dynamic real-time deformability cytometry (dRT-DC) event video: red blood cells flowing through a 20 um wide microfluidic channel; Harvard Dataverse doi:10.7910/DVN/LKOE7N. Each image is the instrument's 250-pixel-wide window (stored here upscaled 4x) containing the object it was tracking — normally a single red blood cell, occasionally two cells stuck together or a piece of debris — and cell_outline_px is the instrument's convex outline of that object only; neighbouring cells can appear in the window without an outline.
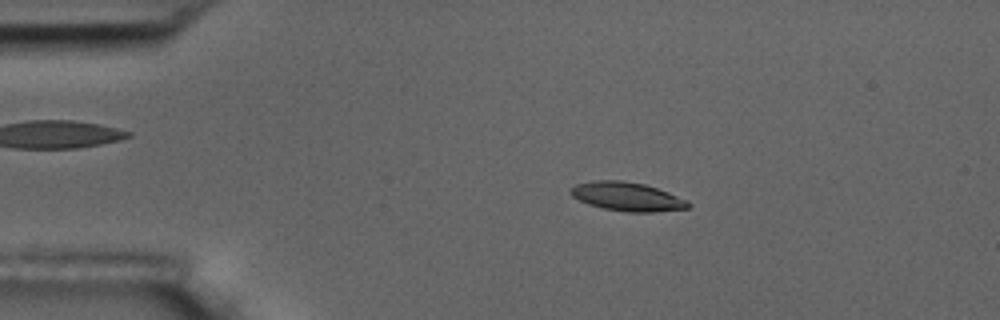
{"species": "common noctule bat (a hibernating species)", "species_latin": "Nyctalus noctula", "temperature_condition": "room temperature", "stored_images_in_passage": 47, "camera_frame_rate_fps": 3000, "um_per_image_px": 0.085, "animal": {"sex": "male", "body_mass_g": 17.5, "forearm_length_mm": 52.3}, "frame": {"image": 1, "passage_image": 2, "time_ms": 0.333, "image_size_px": [1000, 320], "cell_outline_px": [[692, 204], [688, 208], [652, 212], [628, 212], [604, 208], [588, 204], [572, 196], [568, 192], [568, 188], [576, 184], [592, 180], [620, 180], [644, 184], [668, 192], [688, 200]], "centroid_in_image_um": [53.28, 16.7], "position_along_channel_um": 31.7, "area_um2": 19.77}}
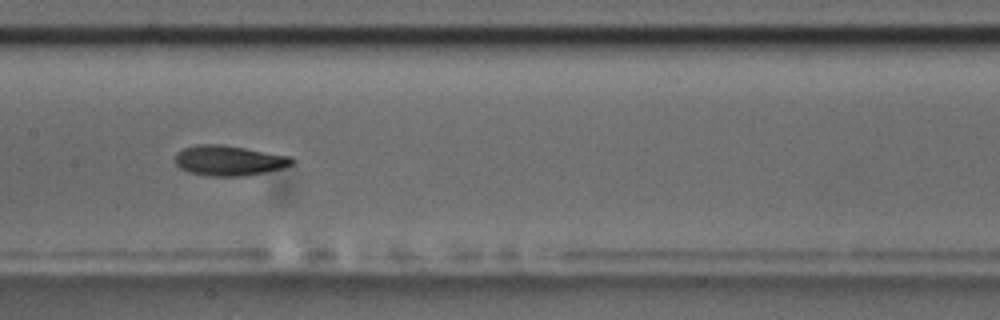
{"frame": {"image": 2, "passage_image": 19, "time_ms": 6.0, "image_size_px": [1000, 320], "cell_outline_px": [[296, 160], [292, 164], [280, 168], [264, 172], [244, 176], [208, 176], [188, 172], [180, 168], [176, 164], [176, 152], [184, 148], [196, 144], [220, 144], [292, 156]], "centroid_in_image_um": [19.45, 13.64], "position_along_channel_um": 188.0, "area_um2": 20.52}}
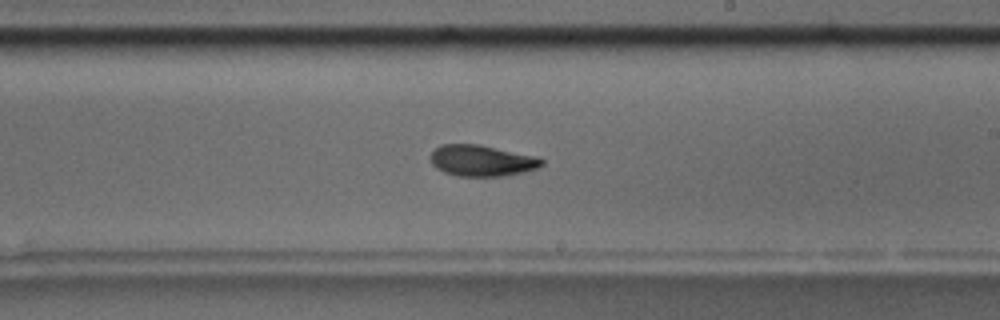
{"frame": {"image": 3, "passage_image": 24, "time_ms": 7.667, "image_size_px": [1000, 320], "cell_outline_px": [[544, 164], [536, 168], [524, 172], [504, 176], [456, 176], [444, 172], [436, 168], [432, 164], [428, 156], [440, 144], [480, 144], [540, 156], [544, 160]], "centroid_in_image_um": [40.97, 13.64], "position_along_channel_um": 248.0, "area_um2": 20.63}, "authors_computed_cell_mechanics": {"area_um2": 20.2878, "velocity_mm_per_s": 3.6197, "shape_relaxation_time_tau1_ms": 5.2532, "shape_relaxation_time_tau2_ms": 3.4195, "deformation_change_tau1": 0.1623, "deformation_change_tau2": 0.0975}}